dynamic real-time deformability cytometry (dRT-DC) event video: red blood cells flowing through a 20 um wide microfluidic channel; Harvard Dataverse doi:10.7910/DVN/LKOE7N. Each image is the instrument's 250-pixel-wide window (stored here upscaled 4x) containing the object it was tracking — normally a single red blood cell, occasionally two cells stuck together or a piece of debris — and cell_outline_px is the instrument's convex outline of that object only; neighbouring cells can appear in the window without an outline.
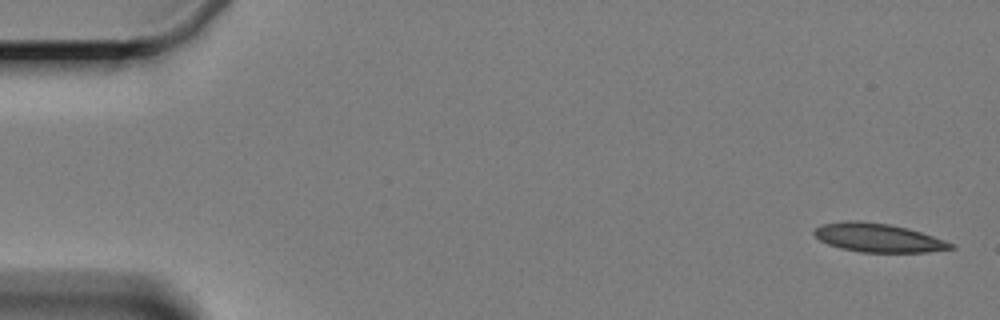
{"species": "Egyptian fruit bat (a non-hibernating species)", "species_latin": "Rousettus aegyptiacus", "temperature_condition": "cold", "stored_images_in_passage": 9, "camera_frame_rate_fps": 3000, "um_per_image_px": 0.085, "animal": {"sex": "female"}, "frame": {"image": 1, "passage_image": 1, "time_ms": 0.0, "image_size_px": [1000, 320], "cell_outline_px": [[956, 248], [928, 252], [860, 252], [840, 248], [828, 244], [820, 240], [812, 232], [816, 228], [824, 224], [848, 220], [860, 220], [888, 224], [908, 228], [956, 244]], "centroid_in_image_um": [74.66, 20.21], "position_along_channel_um": 10.3, "area_um2": 22.77}}
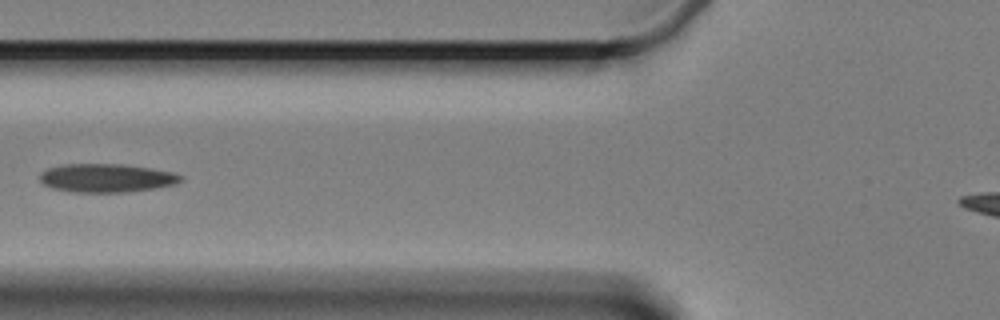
{"frame": {"image": 2, "passage_image": 7, "time_ms": 7.0, "image_size_px": [1000, 320], "cell_outline_px": [[184, 180], [176, 184], [156, 188], [128, 192], [72, 192], [52, 188], [44, 184], [40, 180], [40, 172], [48, 168], [64, 164], [124, 164], [172, 172], [184, 176]], "centroid_in_image_um": [9.07, 15.13], "position_along_channel_um": 116.7, "area_um2": 23.52}}
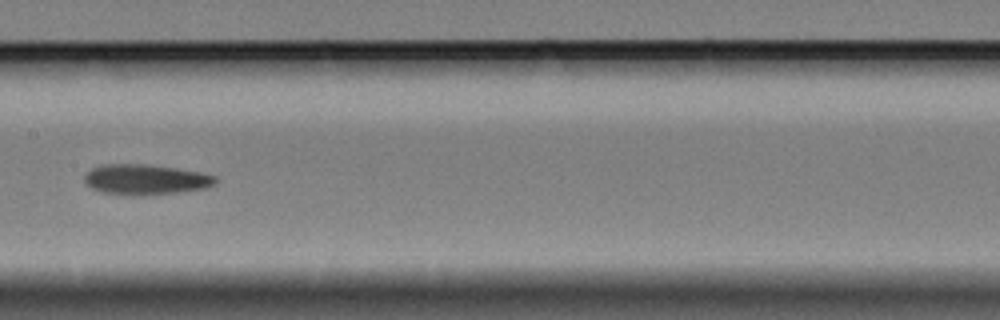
{"frame": {"image": 3, "passage_image": 9, "time_ms": 9.333, "image_size_px": [1000, 320], "cell_outline_px": [[216, 184], [204, 188], [180, 192], [132, 196], [100, 192], [84, 184], [84, 176], [92, 168], [100, 164], [144, 164], [176, 168], [200, 172], [216, 176]], "centroid_in_image_um": [12.33, 15.26], "position_along_channel_um": 195.1, "area_um2": 23.29}}